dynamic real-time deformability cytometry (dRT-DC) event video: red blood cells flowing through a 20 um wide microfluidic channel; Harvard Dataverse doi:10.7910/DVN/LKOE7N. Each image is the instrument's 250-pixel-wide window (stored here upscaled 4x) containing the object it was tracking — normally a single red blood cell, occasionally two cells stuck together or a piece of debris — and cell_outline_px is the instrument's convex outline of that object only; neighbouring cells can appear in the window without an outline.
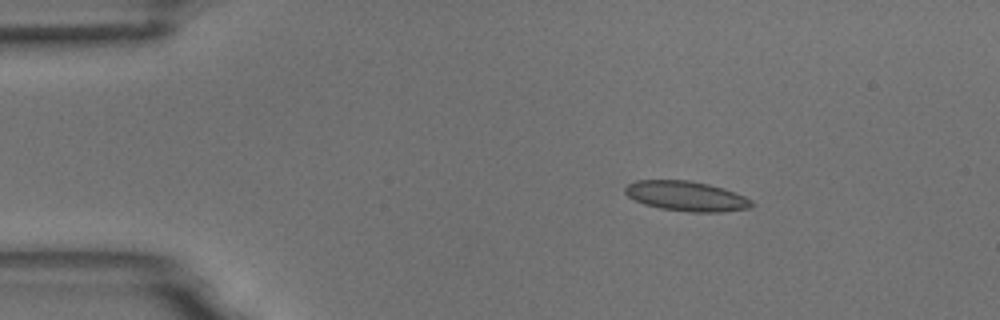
{"species": "common noctule bat (a hibernating species)", "species_latin": "Nyctalus noctula", "temperature_condition": "room temperature", "stored_images_in_passage": 5, "camera_frame_rate_fps": 3000, "um_per_image_px": 0.085, "animal": {"sex": "male", "body_mass_g": 18.8}, "frame": {"image": 1, "passage_image": 3, "time_ms": 0.667, "image_size_px": [1000, 320], "cell_outline_px": [[756, 204], [752, 208], [720, 212], [692, 212], [660, 208], [644, 204], [628, 196], [624, 192], [624, 188], [628, 184], [636, 180], [692, 180], [724, 188], [744, 196], [752, 200]], "centroid_in_image_um": [58.37, 16.67], "position_along_channel_um": 26.6, "area_um2": 22.2}}
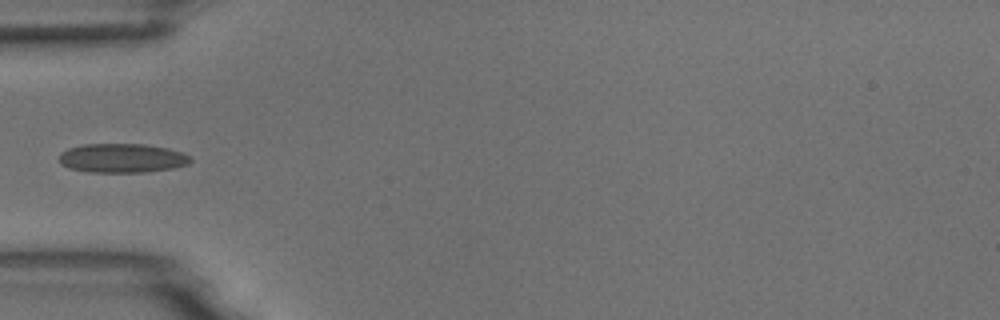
{"frame": {"image": 2, "passage_image": 5, "time_ms": 1.333, "image_size_px": [1000, 320], "cell_outline_px": [[192, 160], [188, 164], [172, 168], [144, 172], [88, 172], [68, 168], [60, 164], [60, 152], [68, 148], [84, 144], [144, 144], [168, 148], [180, 152], [188, 156]], "centroid_in_image_um": [10.34, 13.44], "position_along_channel_um": 74.7, "area_um2": 22.25}}